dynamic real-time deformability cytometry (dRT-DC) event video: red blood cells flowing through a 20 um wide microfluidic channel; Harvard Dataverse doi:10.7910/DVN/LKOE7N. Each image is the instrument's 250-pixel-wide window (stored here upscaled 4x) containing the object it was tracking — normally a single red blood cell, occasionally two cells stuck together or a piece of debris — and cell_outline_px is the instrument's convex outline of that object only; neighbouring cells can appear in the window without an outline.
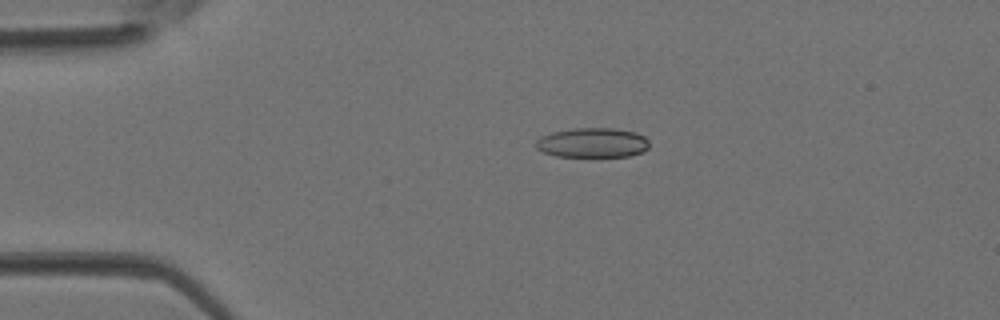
{"species": "Egyptian fruit bat (a non-hibernating species)", "species_latin": "Rousettus aegyptiacus", "temperature_condition": "room temperature", "stored_images_in_passage": 3, "camera_frame_rate_fps": 3000, "um_per_image_px": 0.085, "animal": {"sex": "female"}, "frame": {"image": 1, "passage_image": 1, "time_ms": 0.0, "image_size_px": [1000, 320], "cell_outline_px": [[648, 148], [644, 152], [628, 156], [556, 156], [544, 152], [536, 148], [536, 140], [540, 136], [552, 132], [572, 128], [616, 128], [636, 132], [644, 136], [648, 140]], "centroid_in_image_um": [50.37, 12.12], "position_along_channel_um": 34.6, "area_um2": 19.71}}
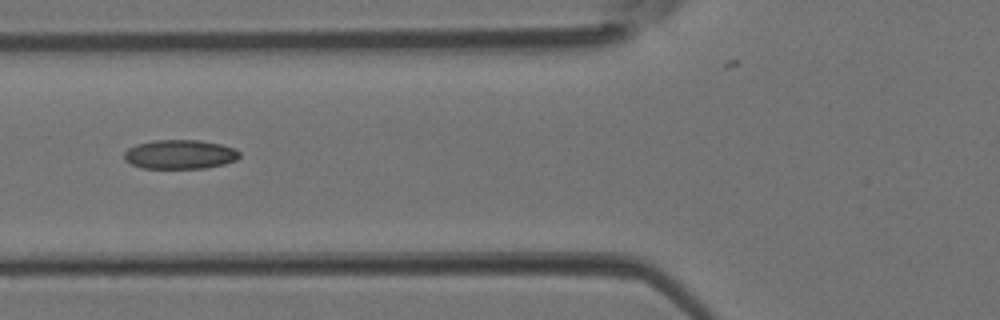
{"frame": {"image": 2, "passage_image": 3, "time_ms": 0.667, "image_size_px": [1000, 320], "cell_outline_px": [[240, 156], [236, 160], [224, 164], [204, 168], [144, 168], [132, 164], [124, 160], [124, 152], [128, 148], [136, 144], [152, 140], [200, 140], [220, 144], [236, 148], [240, 152]], "centroid_in_image_um": [15.3, 13.11], "position_along_channel_um": 110.5, "area_um2": 19.71}}